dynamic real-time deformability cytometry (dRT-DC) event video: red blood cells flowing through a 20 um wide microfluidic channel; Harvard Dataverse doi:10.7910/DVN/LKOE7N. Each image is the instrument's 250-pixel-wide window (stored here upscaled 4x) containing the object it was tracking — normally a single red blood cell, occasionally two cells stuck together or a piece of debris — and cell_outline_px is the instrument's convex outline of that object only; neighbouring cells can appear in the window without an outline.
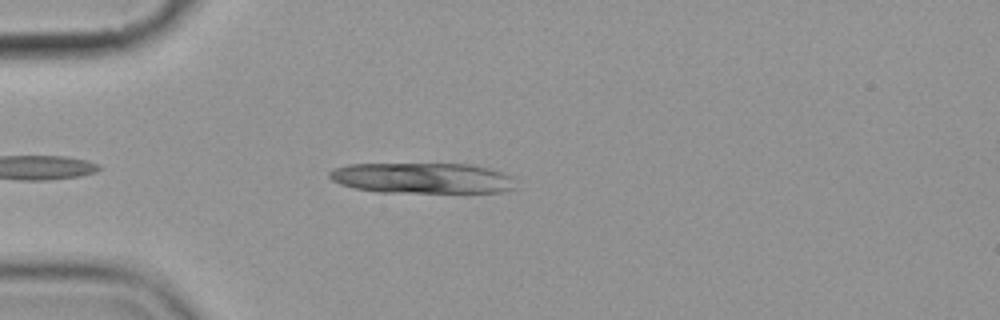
{"species": "common noctule bat (a hibernating species)", "species_latin": "Nyctalus noctula", "temperature_condition": "cold", "stored_images_in_passage": 8, "camera_frame_rate_fps": 3000, "um_per_image_px": 0.085, "animal": {"sex": "female", "body_mass_g": 19.9}, "frame": {"image": 1, "passage_image": 5, "time_ms": 4.667, "image_size_px": [1000, 320], "cell_outline_px": [[516, 188], [504, 192], [380, 192], [356, 188], [340, 184], [332, 180], [328, 176], [328, 172], [332, 168], [348, 164], [476, 164], [512, 176]], "centroid_in_image_um": [35.89, 15.13], "position_along_channel_um": 49.1, "area_um2": 33.35}}
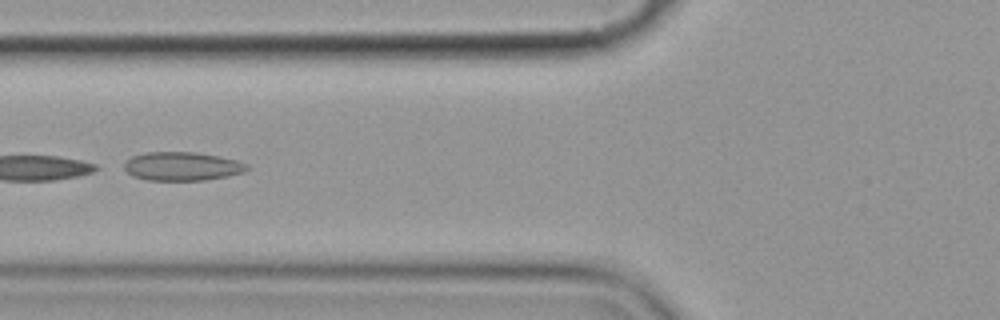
{"frame": {"image": 2, "passage_image": 7, "time_ms": 7.0, "image_size_px": [1000, 320], "cell_outline_px": [[248, 168], [244, 172], [228, 176], [204, 180], [148, 180], [132, 176], [124, 168], [124, 164], [132, 156], [144, 152], [196, 152], [220, 156], [236, 160], [248, 164]], "centroid_in_image_um": [15.49, 14.13], "position_along_channel_um": 110.3, "area_um2": 20.52}}
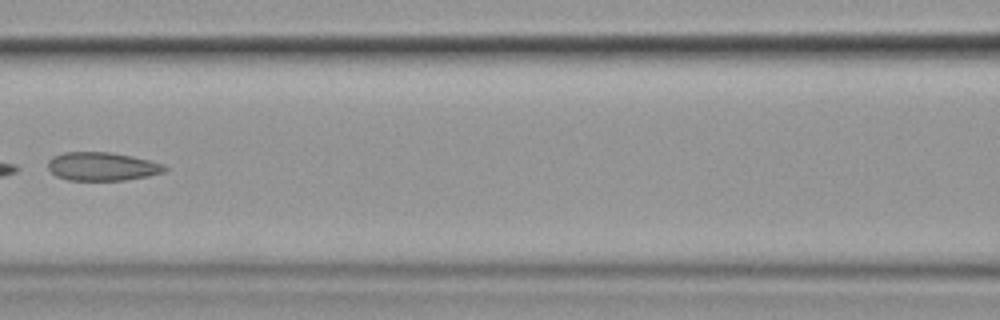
{"frame": {"image": 3, "passage_image": 8, "time_ms": 8.333, "image_size_px": [1000, 320], "cell_outline_px": [[168, 168], [164, 172], [148, 176], [124, 180], [68, 180], [56, 176], [48, 168], [48, 160], [52, 156], [64, 152], [108, 152], [132, 156], [164, 164]], "centroid_in_image_um": [8.67, 14.15], "position_along_channel_um": 157.9, "area_um2": 19.36}}